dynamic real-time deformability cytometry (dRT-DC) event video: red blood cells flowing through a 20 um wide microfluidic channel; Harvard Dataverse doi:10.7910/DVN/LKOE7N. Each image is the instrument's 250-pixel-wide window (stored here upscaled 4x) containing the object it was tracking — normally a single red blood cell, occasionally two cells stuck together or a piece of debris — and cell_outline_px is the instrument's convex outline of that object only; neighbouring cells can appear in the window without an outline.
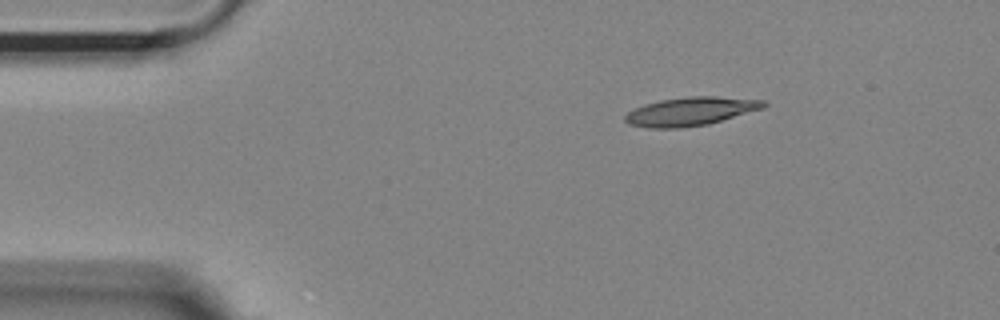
{"species": "Egyptian fruit bat (a non-hibernating species)", "species_latin": "Rousettus aegyptiacus", "temperature_condition": "room temperature", "stored_images_in_passage": 46, "camera_frame_rate_fps": 3000, "um_per_image_px": 0.085, "animal": {"sex": "female"}, "frame": {"image": 1, "passage_image": 1, "time_ms": 0.0, "image_size_px": [1000, 320], "cell_outline_px": [[768, 104], [764, 108], [708, 124], [680, 128], [648, 128], [628, 124], [624, 120], [624, 116], [628, 112], [644, 104], [660, 100], [688, 96], [716, 96], [764, 100]], "centroid_in_image_um": [58.7, 9.46], "position_along_channel_um": 26.3, "area_um2": 23.06}}
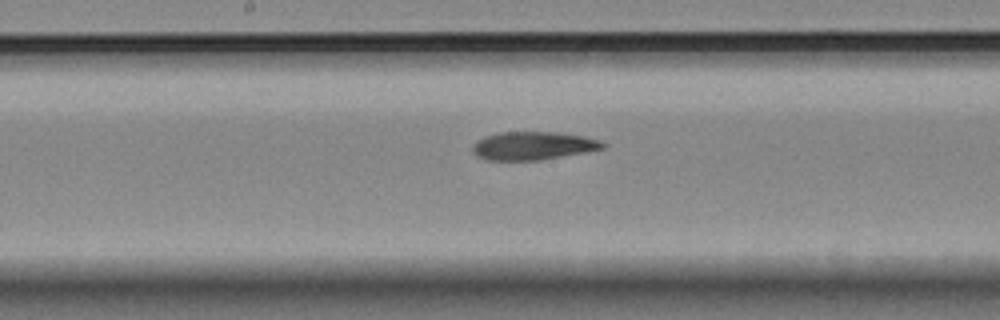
{"frame": {"image": 2, "passage_image": 20, "time_ms": 6.333, "image_size_px": [1000, 320], "cell_outline_px": [[608, 144], [604, 148], [584, 152], [540, 160], [488, 160], [476, 156], [472, 152], [472, 148], [476, 140], [484, 136], [500, 132], [556, 132], [584, 136], [600, 140]], "centroid_in_image_um": [45.29, 12.38], "position_along_channel_um": 202.9, "area_um2": 21.44}}
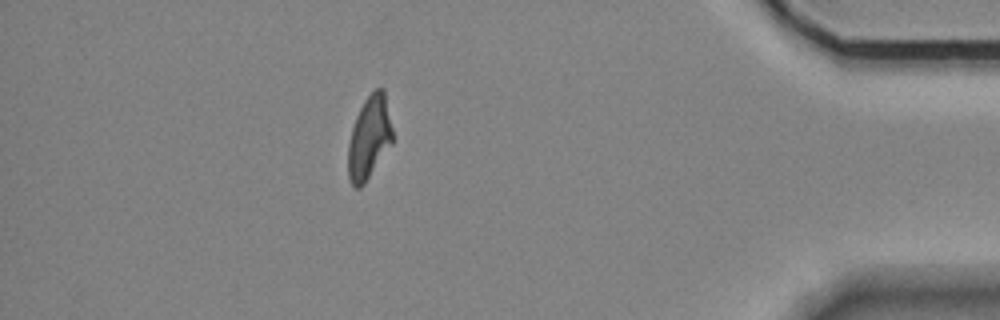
{"frame": {"image": 3, "passage_image": 40, "time_ms": 13.0, "image_size_px": [1000, 320], "cell_outline_px": [[392, 144], [364, 184], [360, 188], [356, 188], [352, 184], [348, 176], [348, 144], [352, 128], [356, 116], [364, 100], [376, 88], [384, 88], [392, 128]], "centroid_in_image_um": [31.38, 11.7], "position_along_channel_um": 403.8, "area_um2": 21.39}, "authors_computed_cell_mechanics": {"area_um2": 22.1374, "velocity_mm_per_s": 3.6807, "shape_relaxation_time_tau1_ms": null, "shape_relaxation_time_tau2_ms": 8.5967, "deformation_change_tau1": null, "deformation_change_tau2": 0.2029}}